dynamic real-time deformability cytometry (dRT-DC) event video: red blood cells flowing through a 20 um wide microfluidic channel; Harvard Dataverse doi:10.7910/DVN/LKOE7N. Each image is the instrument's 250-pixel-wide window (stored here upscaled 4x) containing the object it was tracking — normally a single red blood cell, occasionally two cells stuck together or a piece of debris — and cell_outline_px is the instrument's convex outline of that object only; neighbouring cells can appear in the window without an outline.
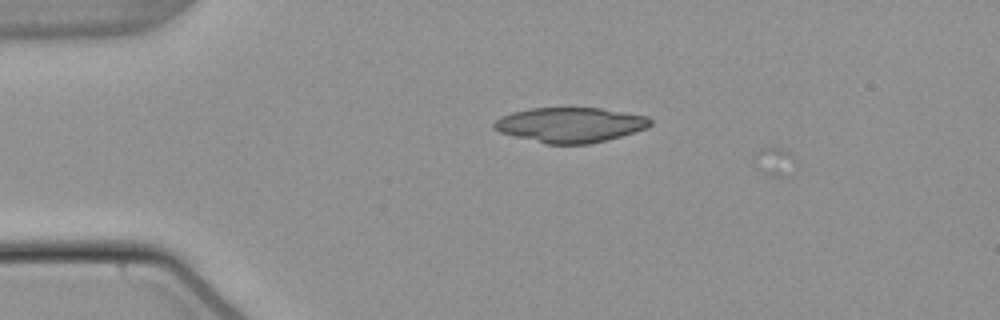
{"species": "common noctule bat (a hibernating species)", "species_latin": "Nyctalus noctula", "temperature_condition": "warm", "stored_images_in_passage": 3, "camera_frame_rate_fps": 3000, "um_per_image_px": 0.085, "animal": {"sex": "male", "body_mass_g": 21.5, "forearm_length_mm": 52.0}, "frame": {"image": 1, "passage_image": 1, "time_ms": 0.0, "image_size_px": [1000, 320], "cell_outline_px": [[652, 124], [648, 128], [620, 136], [588, 144], [544, 144], [500, 132], [492, 128], [492, 124], [496, 120], [512, 112], [532, 108], [600, 108], [648, 116], [652, 120]], "centroid_in_image_um": [48.48, 10.61], "position_along_channel_um": 36.5, "area_um2": 31.73}}